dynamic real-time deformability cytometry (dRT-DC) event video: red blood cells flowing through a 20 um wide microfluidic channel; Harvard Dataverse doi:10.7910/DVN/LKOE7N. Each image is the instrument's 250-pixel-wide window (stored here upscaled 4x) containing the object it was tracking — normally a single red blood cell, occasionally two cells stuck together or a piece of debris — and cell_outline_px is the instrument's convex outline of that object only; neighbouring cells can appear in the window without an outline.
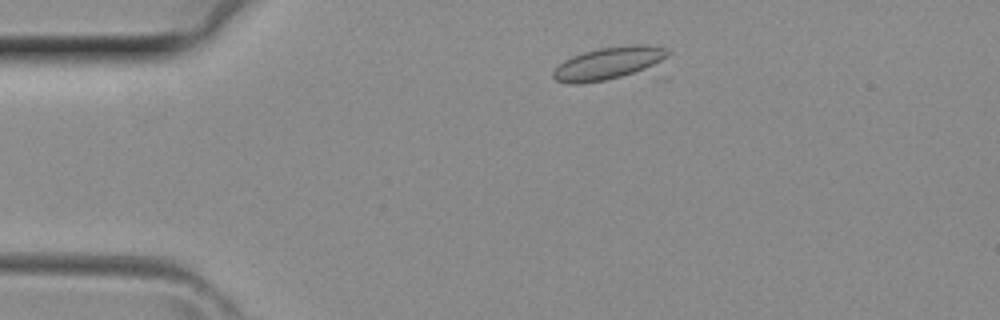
{"species": "common noctule bat (a hibernating species)", "species_latin": "Nyctalus noctula", "temperature_condition": "room temperature", "stored_images_in_passage": 4, "camera_frame_rate_fps": 3000, "um_per_image_px": 0.085, "animal": {"sex": "female", "body_mass_g": 29.2, "forearm_length_mm": 56.3}, "frame": {"image": 1, "passage_image": 4, "time_ms": 1.0, "image_size_px": [1000, 320], "cell_outline_px": [[672, 52], [668, 80], [580, 84], [568, 84], [556, 80], [552, 76], [552, 72], [564, 60], [572, 56], [584, 52], [600, 48], [640, 44], [644, 44], [668, 48]], "centroid_in_image_um": [52.37, 5.56], "position_along_channel_um": 32.6, "area_um2": 27.17}}